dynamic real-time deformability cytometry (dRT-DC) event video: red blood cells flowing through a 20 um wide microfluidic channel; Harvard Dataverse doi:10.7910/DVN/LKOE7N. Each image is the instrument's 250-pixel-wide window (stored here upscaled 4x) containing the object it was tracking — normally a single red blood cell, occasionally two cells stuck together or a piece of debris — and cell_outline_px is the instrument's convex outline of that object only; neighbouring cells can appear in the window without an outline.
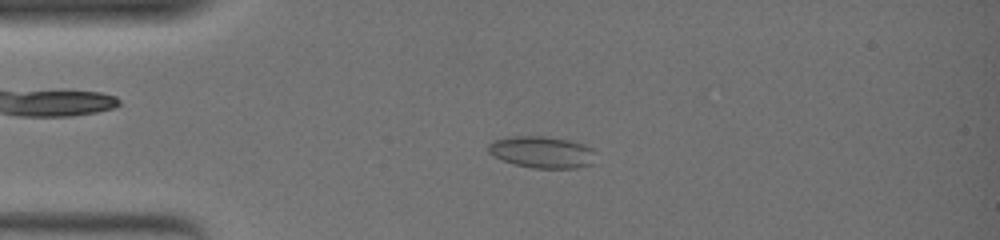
{"species": "common noctule bat (a hibernating species)", "species_latin": "Nyctalus noctula", "temperature_condition": "warm", "stored_images_in_passage": 52, "camera_frame_rate_fps": 3000, "um_per_image_px": 0.085, "animal": {"sex": "female", "body_mass_g": 19.0, "forearm_length_mm": 51.5}, "frame": {"image": 1, "passage_image": 13, "time_ms": 4.0, "image_size_px": [1000, 240], "cell_outline_px": [[596, 152], [592, 164], [576, 168], [532, 168], [516, 164], [492, 156], [488, 152], [488, 144], [496, 140], [508, 136], [544, 136], [568, 140], [584, 144], [592, 148]], "centroid_in_image_um": [46.08, 12.93], "position_along_channel_um": 38.9, "area_um2": 19.88}}
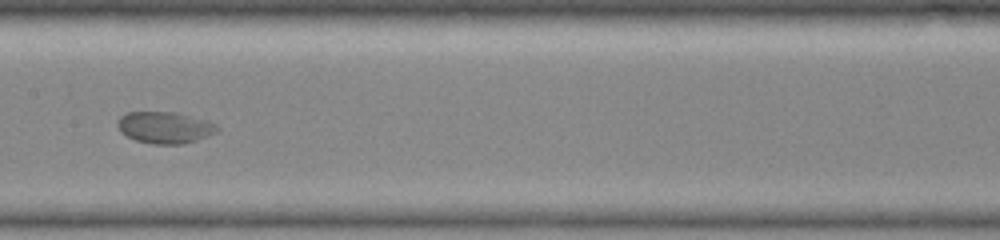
{"frame": {"image": 2, "passage_image": 28, "time_ms": 9.0, "image_size_px": [1000, 240], "cell_outline_px": [[220, 128], [216, 132], [196, 140], [184, 144], [152, 144], [136, 140], [120, 132], [116, 124], [116, 120], [120, 116], [128, 112], [176, 112], [208, 120], [216, 124]], "centroid_in_image_um": [14.0, 10.83], "position_along_channel_um": 193.4, "area_um2": 18.5}}
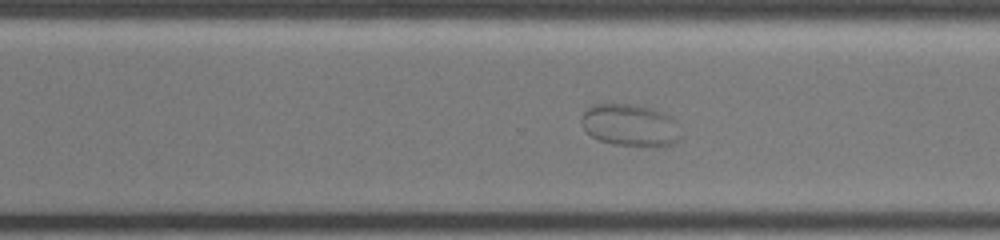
{"frame": {"image": 3, "passage_image": 38, "time_ms": 12.333, "image_size_px": [1000, 240], "cell_outline_px": [[680, 136], [676, 144], [664, 148], [652, 148], [616, 144], [600, 140], [592, 136], [584, 128], [580, 120], [584, 112], [592, 104], [632, 104], [652, 108], [664, 112], [672, 116]], "centroid_in_image_um": [53.61, 10.67], "position_along_channel_um": 317.0, "area_um2": 24.74}}